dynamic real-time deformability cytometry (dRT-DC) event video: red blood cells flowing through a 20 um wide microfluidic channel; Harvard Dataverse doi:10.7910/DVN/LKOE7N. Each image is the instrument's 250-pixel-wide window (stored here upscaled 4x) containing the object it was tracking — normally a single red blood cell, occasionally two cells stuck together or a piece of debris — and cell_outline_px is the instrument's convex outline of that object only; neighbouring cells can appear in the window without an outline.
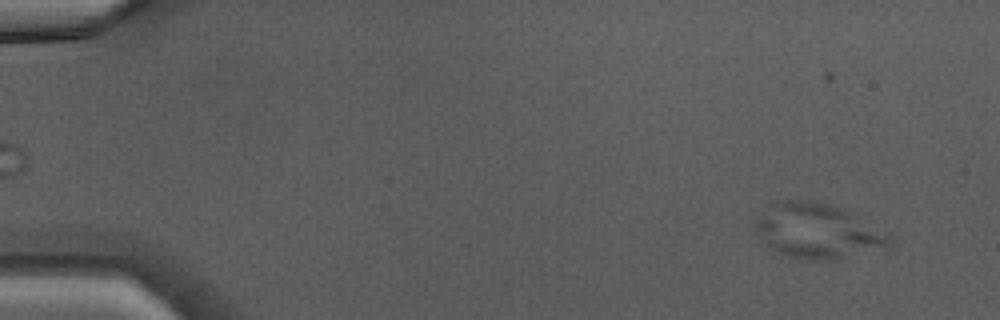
{"species": "Egyptian fruit bat (a non-hibernating species)", "species_latin": "Rousettus aegyptiacus", "temperature_condition": "warm", "stored_images_in_passage": 46, "camera_frame_rate_fps": 3000, "um_per_image_px": 0.085, "animal": {"sex": "male"}, "frame": {"image": 1, "passage_image": 3, "time_ms": 0.667, "image_size_px": [1000, 320], "cell_outline_px": [[896, 248], [892, 252], [832, 260], [804, 260], [788, 256], [776, 252], [768, 248], [756, 228], [756, 224], [776, 204], [784, 200], [796, 200], [828, 204], [852, 212], [888, 232], [896, 240]], "centroid_in_image_um": [69.81, 19.75], "position_along_channel_um": 15.2, "area_um2": 43.64}}
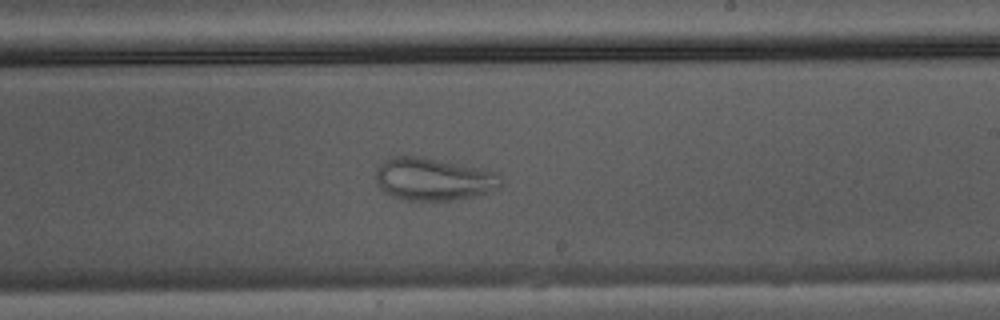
{"frame": {"image": 2, "passage_image": 28, "time_ms": 9.0, "image_size_px": [1000, 320], "cell_outline_px": [[504, 184], [500, 188], [476, 196], [452, 200], [404, 200], [392, 196], [384, 192], [380, 188], [376, 180], [376, 172], [380, 164], [384, 160], [396, 156], [420, 156], [448, 160], [484, 168], [500, 172]], "centroid_in_image_um": [36.93, 15.21], "position_along_channel_um": 252.1, "area_um2": 31.85}}
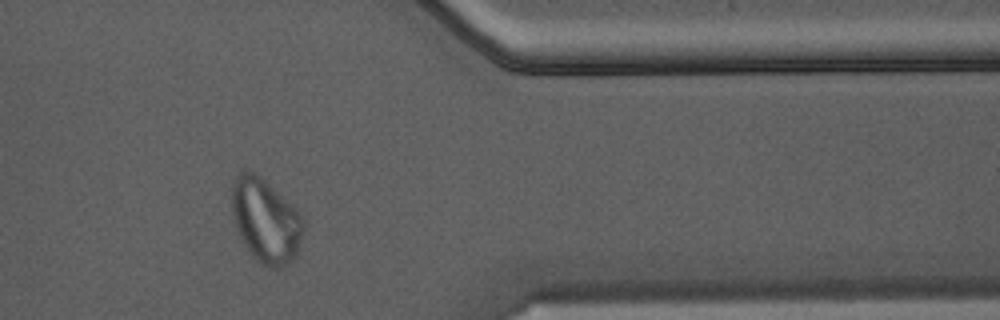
{"frame": {"image": 3, "passage_image": 38, "time_ms": 12.333, "image_size_px": [1000, 320], "cell_outline_px": [[304, 228], [296, 252], [292, 260], [276, 268], [268, 268], [256, 260], [248, 252], [236, 228], [232, 216], [232, 184], [236, 176], [240, 172], [248, 168], [256, 172], [304, 220]], "centroid_in_image_um": [22.51, 18.75], "position_along_channel_um": 388.9, "area_um2": 34.33}}